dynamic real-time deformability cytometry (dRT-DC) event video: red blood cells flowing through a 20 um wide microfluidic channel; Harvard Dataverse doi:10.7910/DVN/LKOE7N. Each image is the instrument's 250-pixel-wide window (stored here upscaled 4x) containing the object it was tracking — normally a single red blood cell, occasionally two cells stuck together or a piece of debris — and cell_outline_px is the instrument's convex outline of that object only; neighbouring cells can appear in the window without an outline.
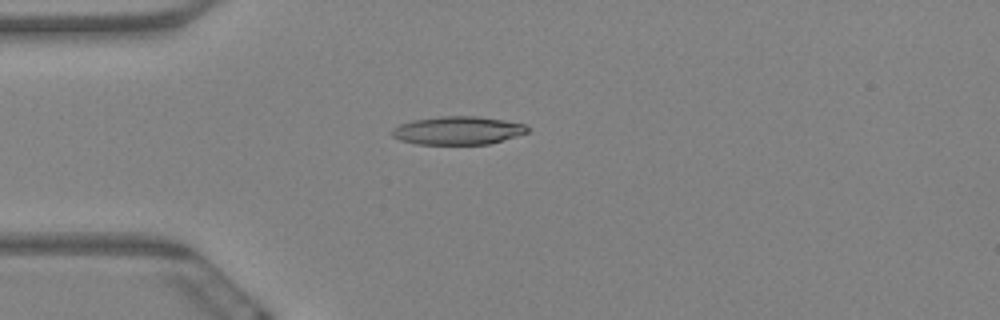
{"species": "Egyptian fruit bat (a non-hibernating species)", "species_latin": "Rousettus aegyptiacus", "temperature_condition": "warm", "stored_images_in_passage": 10, "camera_frame_rate_fps": 3000, "um_per_image_px": 0.085, "animal": {"sex": "female"}, "frame": {"image": 1, "passage_image": 4, "time_ms": 1.0, "image_size_px": [1000, 320], "cell_outline_px": [[528, 132], [516, 136], [488, 144], [416, 144], [400, 140], [392, 136], [392, 128], [400, 124], [412, 120], [440, 116], [480, 116], [524, 124], [528, 128]], "centroid_in_image_um": [38.88, 11.09], "position_along_channel_um": 46.1, "area_um2": 22.2}}
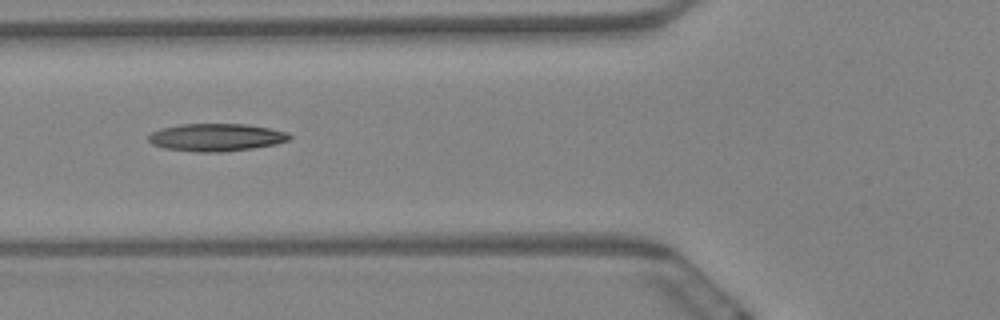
{"frame": {"image": 2, "passage_image": 6, "time_ms": 1.667, "image_size_px": [1000, 320], "cell_outline_px": [[292, 136], [288, 140], [276, 144], [252, 148], [220, 152], [196, 152], [164, 148], [152, 144], [148, 140], [148, 136], [152, 132], [160, 128], [180, 124], [244, 124], [268, 128], [288, 132]], "centroid_in_image_um": [18.35, 11.67], "position_along_channel_um": 107.4, "area_um2": 22.66}}
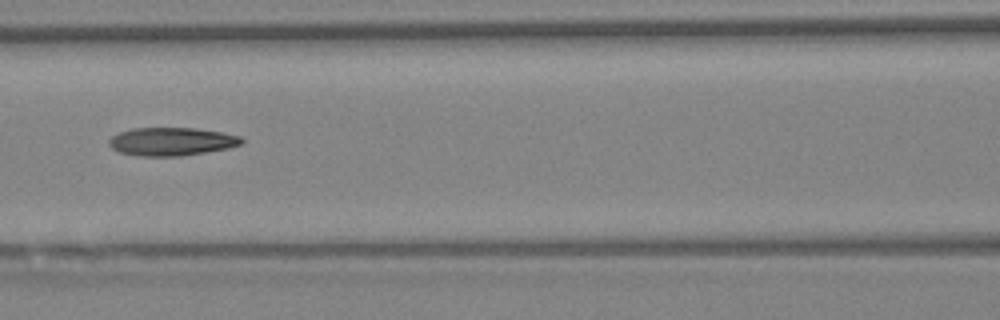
{"frame": {"image": 3, "passage_image": 7, "time_ms": 2.0, "image_size_px": [1000, 320], "cell_outline_px": [[244, 140], [240, 144], [228, 148], [180, 156], [140, 156], [120, 152], [112, 148], [108, 144], [108, 140], [112, 136], [120, 132], [132, 128], [196, 128], [220, 132], [240, 136]], "centroid_in_image_um": [14.55, 12.03], "position_along_channel_um": 152.0, "area_um2": 21.62}}